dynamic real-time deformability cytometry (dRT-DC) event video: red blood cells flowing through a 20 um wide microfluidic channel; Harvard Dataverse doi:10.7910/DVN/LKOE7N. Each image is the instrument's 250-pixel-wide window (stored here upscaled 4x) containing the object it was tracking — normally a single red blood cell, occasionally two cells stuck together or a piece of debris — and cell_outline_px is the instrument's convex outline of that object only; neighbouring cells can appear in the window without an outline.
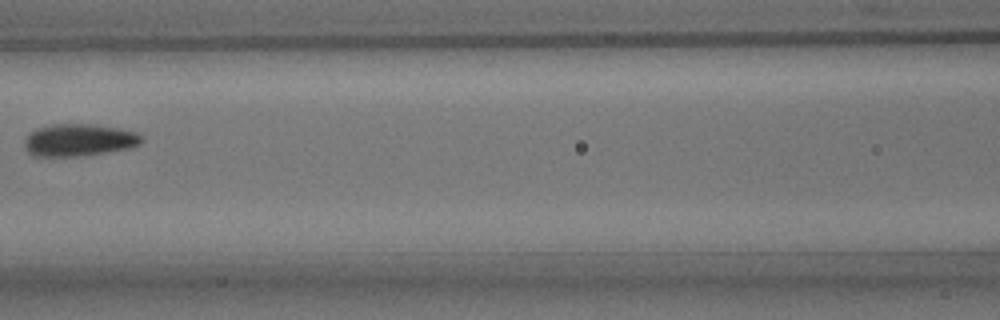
{"species": "common noctule bat (a hibernating species)", "species_latin": "Nyctalus noctula", "temperature_condition": "room temperature", "stored_images_in_passage": 7, "camera_frame_rate_fps": 3000, "um_per_image_px": 0.085, "animal": {"sex": "male", "body_mass_g": 15.6}, "frame": {"image": 1, "passage_image": 7, "time_ms": 7.333, "image_size_px": [1000, 320], "cell_outline_px": [[144, 140], [140, 144], [128, 148], [108, 152], [76, 156], [32, 156], [24, 148], [24, 140], [28, 132], [36, 128], [52, 124], [92, 124], [120, 128], [136, 132]], "centroid_in_image_um": [6.67, 11.9], "position_along_channel_um": 159.9, "area_um2": 22.2}}